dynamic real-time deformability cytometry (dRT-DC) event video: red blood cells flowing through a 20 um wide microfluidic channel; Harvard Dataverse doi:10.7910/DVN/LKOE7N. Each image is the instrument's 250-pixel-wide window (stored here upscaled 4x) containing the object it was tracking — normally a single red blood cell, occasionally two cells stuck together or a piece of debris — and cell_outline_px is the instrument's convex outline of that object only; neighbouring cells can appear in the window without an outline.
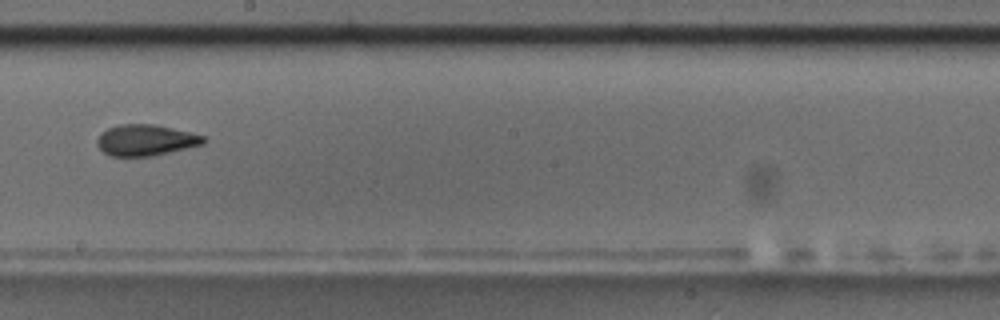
{"species": "common noctule bat (a hibernating species)", "species_latin": "Nyctalus noctula", "temperature_condition": "room temperature", "stored_images_in_passage": 15, "camera_frame_rate_fps": 3000, "um_per_image_px": 0.085, "animal": {"sex": "male", "body_mass_g": 17.5, "forearm_length_mm": 52.3}, "frame": {"image": 1, "passage_image": 9, "time_ms": 9.0, "image_size_px": [1000, 320], "cell_outline_px": [[208, 140], [204, 144], [152, 156], [112, 156], [104, 152], [96, 144], [96, 140], [100, 132], [108, 128], [120, 124], [156, 124], [204, 136]], "centroid_in_image_um": [12.37, 11.91], "position_along_channel_um": 235.8, "area_um2": 19.31}, "authors_computed_cell_mechanics": {"area_um2": 18.9584, "velocity_mm_per_s": 3.5648, "shape_relaxation_time_tau1_ms": null, "shape_relaxation_time_tau2_ms": 4.8886, "deformation_change_tau1": null, "deformation_change_tau2": 0.1087}}